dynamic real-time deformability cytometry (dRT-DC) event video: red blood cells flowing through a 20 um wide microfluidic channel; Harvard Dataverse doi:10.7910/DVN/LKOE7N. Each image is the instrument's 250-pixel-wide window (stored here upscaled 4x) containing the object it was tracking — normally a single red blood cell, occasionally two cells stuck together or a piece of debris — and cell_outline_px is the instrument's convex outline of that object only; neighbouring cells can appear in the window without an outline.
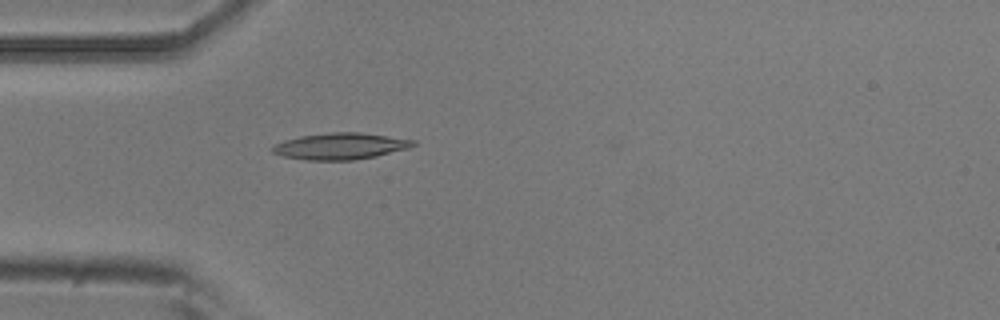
{"species": "common noctule bat (a hibernating species)", "species_latin": "Nyctalus noctula", "temperature_condition": "room temperature", "stored_images_in_passage": 4, "camera_frame_rate_fps": 3000, "um_per_image_px": 0.085, "animal": {"sex": "male", "body_mass_g": 20.5, "forearm_length_mm": 52.5}, "frame": {"image": 1, "passage_image": 4, "time_ms": 1.0, "image_size_px": [1000, 320], "cell_outline_px": [[416, 144], [408, 148], [376, 156], [352, 160], [308, 160], [284, 156], [272, 152], [272, 148], [276, 144], [284, 140], [300, 136], [328, 132], [360, 132], [416, 140]], "centroid_in_image_um": [28.95, 12.41], "position_along_channel_um": 56.1, "area_um2": 21.56}}